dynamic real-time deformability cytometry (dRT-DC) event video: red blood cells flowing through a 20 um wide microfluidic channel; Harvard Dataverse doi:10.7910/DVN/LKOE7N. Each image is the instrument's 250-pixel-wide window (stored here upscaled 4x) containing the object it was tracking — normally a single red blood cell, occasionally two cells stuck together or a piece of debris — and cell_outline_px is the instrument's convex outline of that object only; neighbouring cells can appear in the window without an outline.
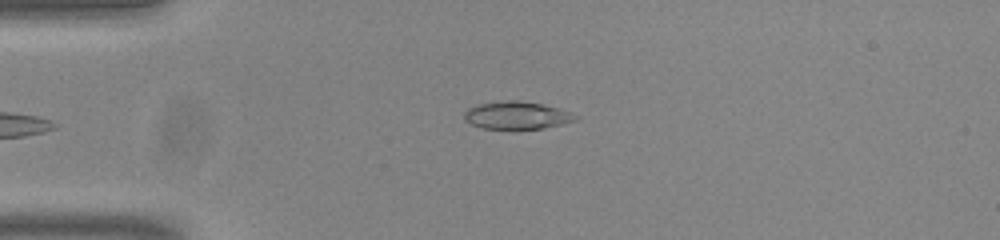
{"species": "common noctule bat (a hibernating species)", "species_latin": "Nyctalus noctula", "temperature_condition": "room temperature", "stored_images_in_passage": 37, "camera_frame_rate_fps": 3000, "um_per_image_px": 0.085, "animal": {"sex": "male", "body_mass_g": 20.0, "forearm_length_mm": 53.3}, "frame": {"image": 1, "passage_image": 1, "time_ms": 0.0, "image_size_px": [1000, 240], "cell_outline_px": [[580, 120], [564, 124], [544, 128], [480, 128], [464, 120], [464, 112], [468, 108], [476, 104], [508, 100], [516, 100], [540, 104], [560, 108], [580, 116]], "centroid_in_image_um": [43.97, 9.8], "position_along_channel_um": 41.0, "area_um2": 17.98}}
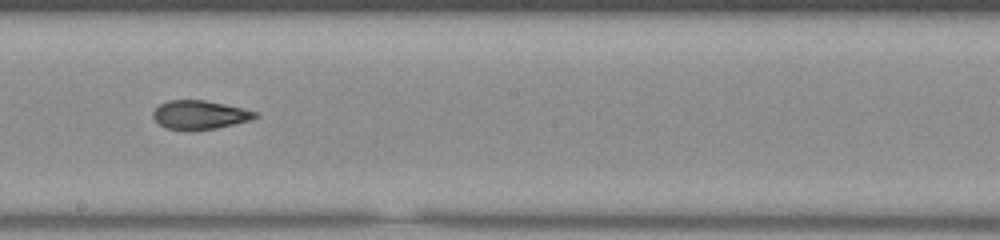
{"frame": {"image": 2, "passage_image": 18, "time_ms": 5.667, "image_size_px": [1000, 240], "cell_outline_px": [[260, 116], [248, 120], [216, 128], [164, 128], [152, 116], [152, 112], [160, 104], [168, 100], [204, 100], [244, 108], [256, 112]], "centroid_in_image_um": [16.97, 9.72], "position_along_channel_um": 231.2, "area_um2": 16.53}}
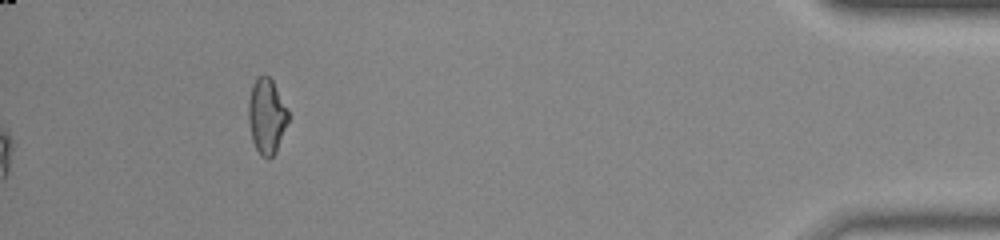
{"frame": {"image": 3, "passage_image": 37, "time_ms": 12.0, "image_size_px": [1000, 240], "cell_outline_px": [[288, 120], [276, 152], [268, 160], [260, 156], [252, 140], [248, 120], [248, 100], [252, 84], [256, 76], [268, 76], [272, 80], [288, 108]], "centroid_in_image_um": [22.65, 9.87], "position_along_channel_um": 412.6, "area_um2": 17.57}, "authors_computed_cell_mechanics": {"area_um2": 17.629, "velocity_mm_per_s": 3.8404, "shape_relaxation_time_tau1_ms": null, "shape_relaxation_time_tau2_ms": 1.8665, "deformation_change_tau1": null, "deformation_change_tau2": 0.0799}}